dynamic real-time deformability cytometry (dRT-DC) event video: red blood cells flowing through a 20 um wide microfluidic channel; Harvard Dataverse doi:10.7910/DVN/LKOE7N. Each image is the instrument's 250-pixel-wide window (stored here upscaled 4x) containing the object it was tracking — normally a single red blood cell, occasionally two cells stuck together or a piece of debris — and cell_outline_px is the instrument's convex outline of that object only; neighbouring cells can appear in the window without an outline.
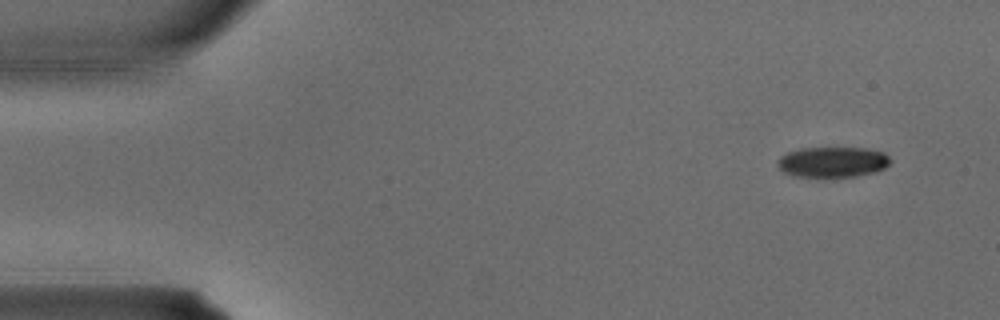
{"species": "common noctule bat (a hibernating species)", "species_latin": "Nyctalus noctula", "temperature_condition": "warm", "stored_images_in_passage": 3, "camera_frame_rate_fps": 3000, "um_per_image_px": 0.085, "animal": {"sex": "male", "body_mass_g": 15.6}, "frame": {"image": 1, "passage_image": 1, "time_ms": 0.0, "image_size_px": [1000, 320], "cell_outline_px": [[892, 160], [884, 168], [872, 172], [856, 176], [792, 176], [784, 172], [776, 164], [776, 160], [780, 156], [788, 152], [800, 148], [864, 148], [884, 152]], "centroid_in_image_um": [70.74, 13.76], "position_along_channel_um": 14.3, "area_um2": 19.88}}
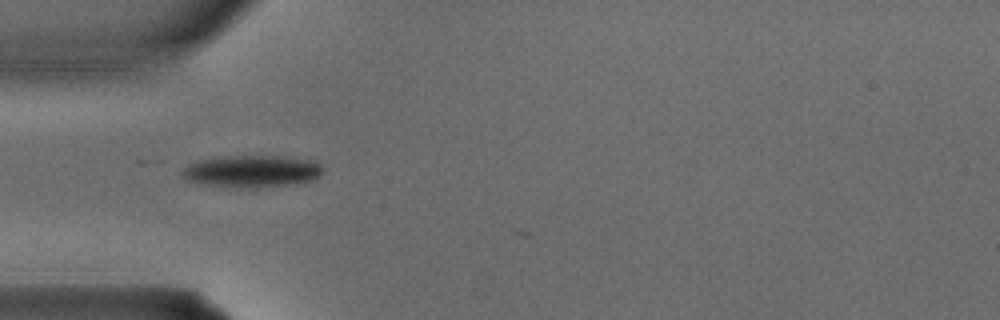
{"frame": {"image": 2, "passage_image": 3, "time_ms": 0.667, "image_size_px": [1000, 320], "cell_outline_px": [[324, 172], [316, 180], [300, 184], [240, 188], [224, 188], [200, 184], [184, 180], [180, 176], [180, 172], [188, 164], [200, 160], [224, 156], [288, 156], [316, 160], [324, 168]], "centroid_in_image_um": [21.44, 14.57], "position_along_channel_um": 63.6, "area_um2": 27.28}}